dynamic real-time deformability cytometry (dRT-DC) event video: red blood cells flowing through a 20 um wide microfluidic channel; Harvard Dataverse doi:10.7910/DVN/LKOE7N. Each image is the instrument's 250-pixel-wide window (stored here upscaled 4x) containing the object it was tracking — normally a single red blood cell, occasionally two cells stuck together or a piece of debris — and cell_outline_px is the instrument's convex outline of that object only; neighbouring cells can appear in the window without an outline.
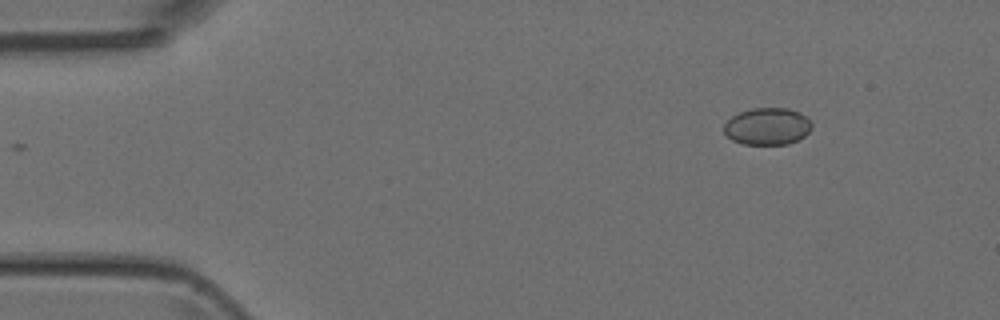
{"species": "Egyptian fruit bat (a non-hibernating species)", "species_latin": "Rousettus aegyptiacus", "temperature_condition": "room temperature", "stored_images_in_passage": 45, "camera_frame_rate_fps": 3000, "um_per_image_px": 0.085, "animal": {"sex": "female"}, "frame": {"image": 1, "passage_image": 1, "time_ms": 0.0, "image_size_px": [1000, 320], "cell_outline_px": [[812, 128], [804, 136], [788, 144], [744, 144], [732, 140], [724, 132], [724, 124], [732, 116], [740, 112], [752, 108], [788, 108], [800, 112], [812, 124]], "centroid_in_image_um": [65.22, 10.73], "position_along_channel_um": 19.8, "area_um2": 18.84}}
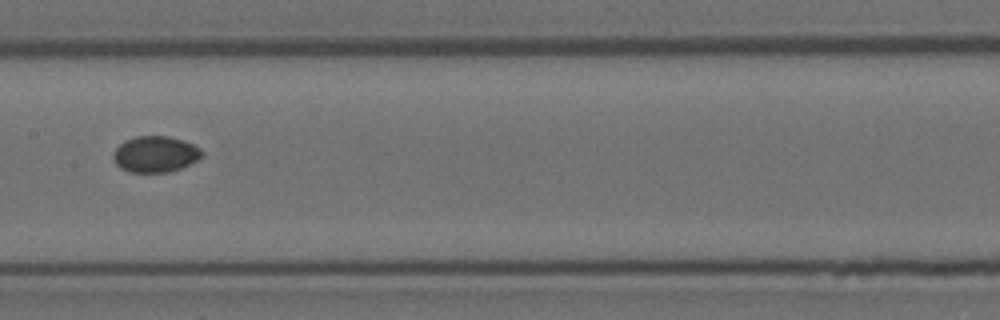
{"frame": {"image": 2, "passage_image": 20, "time_ms": 6.333, "image_size_px": [1000, 320], "cell_outline_px": [[204, 152], [196, 160], [180, 168], [168, 172], [128, 172], [120, 168], [116, 164], [112, 156], [112, 152], [124, 140], [136, 136], [168, 136], [184, 140], [200, 148]], "centroid_in_image_um": [13.16, 13.1], "position_along_channel_um": 194.2, "area_um2": 18.67}}
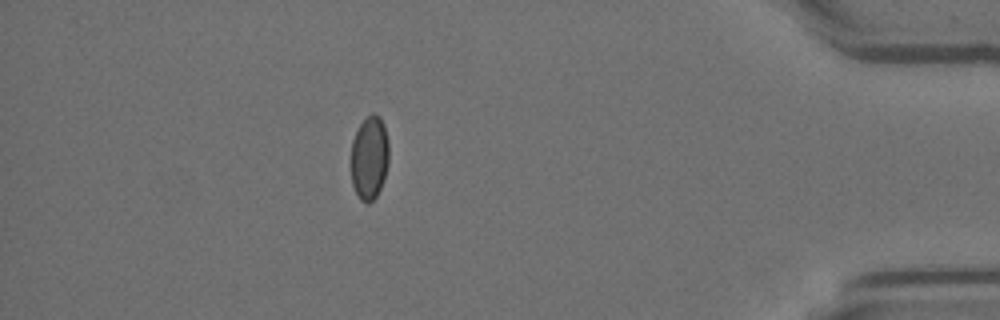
{"frame": {"image": 3, "passage_image": 39, "time_ms": 12.667, "image_size_px": [1000, 320], "cell_outline_px": [[388, 164], [380, 188], [376, 196], [368, 204], [360, 200], [352, 184], [352, 140], [360, 124], [372, 112], [376, 112], [380, 116], [384, 124], [388, 140]], "centroid_in_image_um": [31.41, 13.38], "position_along_channel_um": 403.8, "area_um2": 18.38}}